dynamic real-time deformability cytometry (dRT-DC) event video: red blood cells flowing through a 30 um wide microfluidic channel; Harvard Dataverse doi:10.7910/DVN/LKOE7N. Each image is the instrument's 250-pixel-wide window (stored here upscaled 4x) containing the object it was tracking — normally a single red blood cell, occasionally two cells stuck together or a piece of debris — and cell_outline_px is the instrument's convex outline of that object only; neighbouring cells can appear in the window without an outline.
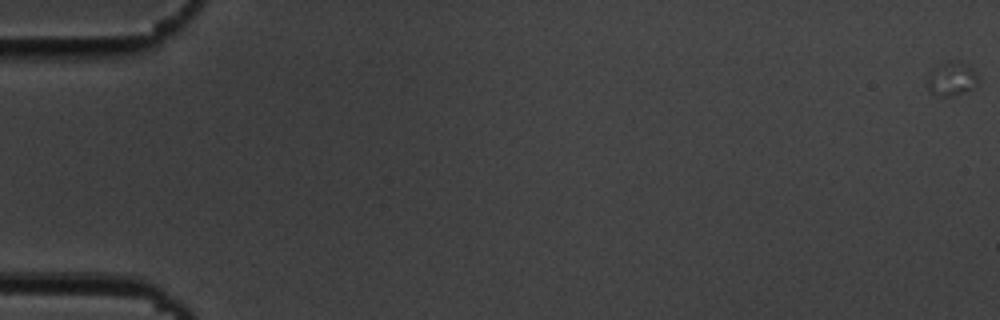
{"species": "common noctule bat (a hibernating species)", "species_latin": "Nyctalus noctula", "temperature_condition": "cold", "stored_images_in_passage": 2, "camera_frame_rate_fps": 3000, "um_per_image_px": 0.085, "animal": {"sex": "male", "body_mass_g": 19.5, "forearm_length_mm": 54.6}, "frame": {"image": 1, "passage_image": 1, "time_ms": 0.0, "image_size_px": [1000, 320], "cell_outline_px": [[980, 80], [976, 88], [952, 96], [936, 96], [928, 88], [928, 72], [932, 68], [948, 60], [956, 60], [972, 68], [980, 76]], "centroid_in_image_um": [80.93, 6.69], "position_along_channel_um": 4.1, "area_um2": 10.35}}